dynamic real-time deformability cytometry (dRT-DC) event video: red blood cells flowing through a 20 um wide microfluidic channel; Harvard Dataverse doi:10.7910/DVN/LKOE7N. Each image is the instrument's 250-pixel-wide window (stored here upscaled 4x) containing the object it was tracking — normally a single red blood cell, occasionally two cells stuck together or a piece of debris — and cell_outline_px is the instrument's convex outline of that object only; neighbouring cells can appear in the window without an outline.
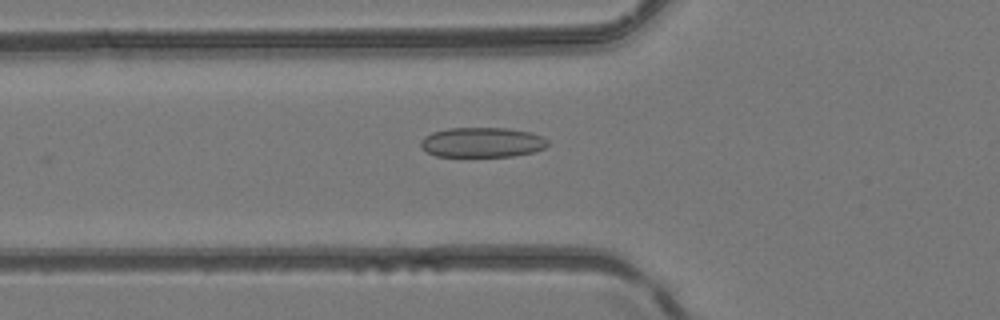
{"species": "common noctule bat (a hibernating species)", "species_latin": "Nyctalus noctula", "temperature_condition": "room temperature", "stored_images_in_passage": 4, "camera_frame_rate_fps": 3000, "um_per_image_px": 0.085, "animal": {"sex": "female", "body_mass_g": 24.6, "forearm_length_mm": 56.2}, "frame": {"image": 1, "passage_image": 4, "time_ms": 4.333, "image_size_px": [1000, 320], "cell_outline_px": [[548, 144], [544, 148], [536, 152], [512, 156], [436, 156], [420, 148], [420, 140], [424, 136], [432, 132], [448, 128], [508, 128], [528, 132], [540, 136], [548, 140]], "centroid_in_image_um": [40.95, 12.1], "position_along_channel_um": 84.8, "area_um2": 22.2}}